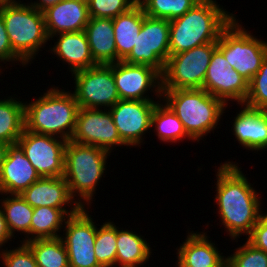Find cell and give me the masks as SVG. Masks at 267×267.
Wrapping results in <instances>:
<instances>
[{
	"instance_id": "obj_1",
	"label": "cell",
	"mask_w": 267,
	"mask_h": 267,
	"mask_svg": "<svg viewBox=\"0 0 267 267\" xmlns=\"http://www.w3.org/2000/svg\"><path fill=\"white\" fill-rule=\"evenodd\" d=\"M235 161L220 163L216 172L217 216L231 240L251 233L260 217L262 199Z\"/></svg>"
},
{
	"instance_id": "obj_2",
	"label": "cell",
	"mask_w": 267,
	"mask_h": 267,
	"mask_svg": "<svg viewBox=\"0 0 267 267\" xmlns=\"http://www.w3.org/2000/svg\"><path fill=\"white\" fill-rule=\"evenodd\" d=\"M219 5L216 0H200L184 15L170 21V55L218 42L221 32L236 17Z\"/></svg>"
},
{
	"instance_id": "obj_3",
	"label": "cell",
	"mask_w": 267,
	"mask_h": 267,
	"mask_svg": "<svg viewBox=\"0 0 267 267\" xmlns=\"http://www.w3.org/2000/svg\"><path fill=\"white\" fill-rule=\"evenodd\" d=\"M78 109L71 90L52 86L36 100L24 102L25 130L70 141Z\"/></svg>"
},
{
	"instance_id": "obj_4",
	"label": "cell",
	"mask_w": 267,
	"mask_h": 267,
	"mask_svg": "<svg viewBox=\"0 0 267 267\" xmlns=\"http://www.w3.org/2000/svg\"><path fill=\"white\" fill-rule=\"evenodd\" d=\"M162 100L182 122L186 133L196 142L214 132L226 105L204 89L162 90Z\"/></svg>"
},
{
	"instance_id": "obj_5",
	"label": "cell",
	"mask_w": 267,
	"mask_h": 267,
	"mask_svg": "<svg viewBox=\"0 0 267 267\" xmlns=\"http://www.w3.org/2000/svg\"><path fill=\"white\" fill-rule=\"evenodd\" d=\"M110 155V152L96 146L67 141L63 177L71 196L81 207H90L93 203Z\"/></svg>"
},
{
	"instance_id": "obj_6",
	"label": "cell",
	"mask_w": 267,
	"mask_h": 267,
	"mask_svg": "<svg viewBox=\"0 0 267 267\" xmlns=\"http://www.w3.org/2000/svg\"><path fill=\"white\" fill-rule=\"evenodd\" d=\"M0 14L2 15L5 29L12 50L28 65L31 64L46 47V42L50 41L44 15L27 1L0 5Z\"/></svg>"
},
{
	"instance_id": "obj_7",
	"label": "cell",
	"mask_w": 267,
	"mask_h": 267,
	"mask_svg": "<svg viewBox=\"0 0 267 267\" xmlns=\"http://www.w3.org/2000/svg\"><path fill=\"white\" fill-rule=\"evenodd\" d=\"M239 21L235 17L221 32L217 49L224 55L229 67L249 82L267 55V42L251 34Z\"/></svg>"
},
{
	"instance_id": "obj_8",
	"label": "cell",
	"mask_w": 267,
	"mask_h": 267,
	"mask_svg": "<svg viewBox=\"0 0 267 267\" xmlns=\"http://www.w3.org/2000/svg\"><path fill=\"white\" fill-rule=\"evenodd\" d=\"M218 42L206 43L170 55L162 76V90L202 89L212 53Z\"/></svg>"
},
{
	"instance_id": "obj_9",
	"label": "cell",
	"mask_w": 267,
	"mask_h": 267,
	"mask_svg": "<svg viewBox=\"0 0 267 267\" xmlns=\"http://www.w3.org/2000/svg\"><path fill=\"white\" fill-rule=\"evenodd\" d=\"M74 91L79 108L109 109L119 100L112 64H97L73 73Z\"/></svg>"
},
{
	"instance_id": "obj_10",
	"label": "cell",
	"mask_w": 267,
	"mask_h": 267,
	"mask_svg": "<svg viewBox=\"0 0 267 267\" xmlns=\"http://www.w3.org/2000/svg\"><path fill=\"white\" fill-rule=\"evenodd\" d=\"M169 30V20L145 15L136 44L123 61L129 64L147 65L162 74L170 56Z\"/></svg>"
},
{
	"instance_id": "obj_11",
	"label": "cell",
	"mask_w": 267,
	"mask_h": 267,
	"mask_svg": "<svg viewBox=\"0 0 267 267\" xmlns=\"http://www.w3.org/2000/svg\"><path fill=\"white\" fill-rule=\"evenodd\" d=\"M88 209L82 207L69 216L62 229L60 238L67 249L70 267H102L94 251L97 224Z\"/></svg>"
},
{
	"instance_id": "obj_12",
	"label": "cell",
	"mask_w": 267,
	"mask_h": 267,
	"mask_svg": "<svg viewBox=\"0 0 267 267\" xmlns=\"http://www.w3.org/2000/svg\"><path fill=\"white\" fill-rule=\"evenodd\" d=\"M17 144L24 151L40 177H63L65 147L62 138L23 131Z\"/></svg>"
},
{
	"instance_id": "obj_13",
	"label": "cell",
	"mask_w": 267,
	"mask_h": 267,
	"mask_svg": "<svg viewBox=\"0 0 267 267\" xmlns=\"http://www.w3.org/2000/svg\"><path fill=\"white\" fill-rule=\"evenodd\" d=\"M70 141L96 146L110 153L121 145L128 146L120 138L109 109L79 108Z\"/></svg>"
},
{
	"instance_id": "obj_14",
	"label": "cell",
	"mask_w": 267,
	"mask_h": 267,
	"mask_svg": "<svg viewBox=\"0 0 267 267\" xmlns=\"http://www.w3.org/2000/svg\"><path fill=\"white\" fill-rule=\"evenodd\" d=\"M112 73L120 100L154 101L147 95L151 92L162 100V76L153 67L119 61L112 64Z\"/></svg>"
},
{
	"instance_id": "obj_15",
	"label": "cell",
	"mask_w": 267,
	"mask_h": 267,
	"mask_svg": "<svg viewBox=\"0 0 267 267\" xmlns=\"http://www.w3.org/2000/svg\"><path fill=\"white\" fill-rule=\"evenodd\" d=\"M156 101L119 100L109 108L120 138L128 147H139L145 133L151 132V117Z\"/></svg>"
},
{
	"instance_id": "obj_16",
	"label": "cell",
	"mask_w": 267,
	"mask_h": 267,
	"mask_svg": "<svg viewBox=\"0 0 267 267\" xmlns=\"http://www.w3.org/2000/svg\"><path fill=\"white\" fill-rule=\"evenodd\" d=\"M202 89L221 99L226 105L230 104L229 101L244 104L248 94V81L229 67L224 55L216 48L212 53Z\"/></svg>"
},
{
	"instance_id": "obj_17",
	"label": "cell",
	"mask_w": 267,
	"mask_h": 267,
	"mask_svg": "<svg viewBox=\"0 0 267 267\" xmlns=\"http://www.w3.org/2000/svg\"><path fill=\"white\" fill-rule=\"evenodd\" d=\"M39 178L21 147L10 145L0 171V194H21Z\"/></svg>"
},
{
	"instance_id": "obj_18",
	"label": "cell",
	"mask_w": 267,
	"mask_h": 267,
	"mask_svg": "<svg viewBox=\"0 0 267 267\" xmlns=\"http://www.w3.org/2000/svg\"><path fill=\"white\" fill-rule=\"evenodd\" d=\"M42 12L49 38L61 33L83 31L90 18L87 0H61Z\"/></svg>"
},
{
	"instance_id": "obj_19",
	"label": "cell",
	"mask_w": 267,
	"mask_h": 267,
	"mask_svg": "<svg viewBox=\"0 0 267 267\" xmlns=\"http://www.w3.org/2000/svg\"><path fill=\"white\" fill-rule=\"evenodd\" d=\"M241 110L233 118L231 127L235 141L249 151L267 149V110L250 108L239 104Z\"/></svg>"
},
{
	"instance_id": "obj_20",
	"label": "cell",
	"mask_w": 267,
	"mask_h": 267,
	"mask_svg": "<svg viewBox=\"0 0 267 267\" xmlns=\"http://www.w3.org/2000/svg\"><path fill=\"white\" fill-rule=\"evenodd\" d=\"M20 195L33 208L42 206L58 209L82 208L71 196L64 177H40Z\"/></svg>"
},
{
	"instance_id": "obj_21",
	"label": "cell",
	"mask_w": 267,
	"mask_h": 267,
	"mask_svg": "<svg viewBox=\"0 0 267 267\" xmlns=\"http://www.w3.org/2000/svg\"><path fill=\"white\" fill-rule=\"evenodd\" d=\"M185 241L176 248V265L194 267H226L227 257L220 253L217 245L209 240L207 232H194L188 230Z\"/></svg>"
},
{
	"instance_id": "obj_22",
	"label": "cell",
	"mask_w": 267,
	"mask_h": 267,
	"mask_svg": "<svg viewBox=\"0 0 267 267\" xmlns=\"http://www.w3.org/2000/svg\"><path fill=\"white\" fill-rule=\"evenodd\" d=\"M49 40H55V42L51 48H48L50 49L48 52L59 57L63 64L67 63L71 74L97 65L91 55L84 30L53 35Z\"/></svg>"
},
{
	"instance_id": "obj_23",
	"label": "cell",
	"mask_w": 267,
	"mask_h": 267,
	"mask_svg": "<svg viewBox=\"0 0 267 267\" xmlns=\"http://www.w3.org/2000/svg\"><path fill=\"white\" fill-rule=\"evenodd\" d=\"M84 32L96 64L109 65L117 62L112 18L90 17Z\"/></svg>"
},
{
	"instance_id": "obj_24",
	"label": "cell",
	"mask_w": 267,
	"mask_h": 267,
	"mask_svg": "<svg viewBox=\"0 0 267 267\" xmlns=\"http://www.w3.org/2000/svg\"><path fill=\"white\" fill-rule=\"evenodd\" d=\"M145 16L142 6L137 3L127 12L113 18L114 40L117 49V62L123 61L136 44L137 36Z\"/></svg>"
},
{
	"instance_id": "obj_25",
	"label": "cell",
	"mask_w": 267,
	"mask_h": 267,
	"mask_svg": "<svg viewBox=\"0 0 267 267\" xmlns=\"http://www.w3.org/2000/svg\"><path fill=\"white\" fill-rule=\"evenodd\" d=\"M143 237L136 231L117 226L116 267H141L149 261L152 248Z\"/></svg>"
},
{
	"instance_id": "obj_26",
	"label": "cell",
	"mask_w": 267,
	"mask_h": 267,
	"mask_svg": "<svg viewBox=\"0 0 267 267\" xmlns=\"http://www.w3.org/2000/svg\"><path fill=\"white\" fill-rule=\"evenodd\" d=\"M80 209H58L35 207L30 224V241L34 239L58 238L66 219Z\"/></svg>"
},
{
	"instance_id": "obj_27",
	"label": "cell",
	"mask_w": 267,
	"mask_h": 267,
	"mask_svg": "<svg viewBox=\"0 0 267 267\" xmlns=\"http://www.w3.org/2000/svg\"><path fill=\"white\" fill-rule=\"evenodd\" d=\"M0 206L6 219L8 229L15 239V231L21 232L25 237L20 240L21 243L30 241V224L33 215V207L27 203L20 194H0ZM5 195L7 198H5Z\"/></svg>"
},
{
	"instance_id": "obj_28",
	"label": "cell",
	"mask_w": 267,
	"mask_h": 267,
	"mask_svg": "<svg viewBox=\"0 0 267 267\" xmlns=\"http://www.w3.org/2000/svg\"><path fill=\"white\" fill-rule=\"evenodd\" d=\"M156 132L158 139L166 143L177 144L188 139L194 141L187 133L179 118L169 108V106L160 100L156 103L151 117V128Z\"/></svg>"
},
{
	"instance_id": "obj_29",
	"label": "cell",
	"mask_w": 267,
	"mask_h": 267,
	"mask_svg": "<svg viewBox=\"0 0 267 267\" xmlns=\"http://www.w3.org/2000/svg\"><path fill=\"white\" fill-rule=\"evenodd\" d=\"M18 100V101H17ZM25 129L24 102L9 96L0 99V141L17 144Z\"/></svg>"
},
{
	"instance_id": "obj_30",
	"label": "cell",
	"mask_w": 267,
	"mask_h": 267,
	"mask_svg": "<svg viewBox=\"0 0 267 267\" xmlns=\"http://www.w3.org/2000/svg\"><path fill=\"white\" fill-rule=\"evenodd\" d=\"M25 244L31 249L38 267H70L67 249L60 237L34 239Z\"/></svg>"
},
{
	"instance_id": "obj_31",
	"label": "cell",
	"mask_w": 267,
	"mask_h": 267,
	"mask_svg": "<svg viewBox=\"0 0 267 267\" xmlns=\"http://www.w3.org/2000/svg\"><path fill=\"white\" fill-rule=\"evenodd\" d=\"M98 226H100L98 228ZM117 226L111 220L105 221L103 225L97 224L95 238V256L102 267H116L117 252Z\"/></svg>"
},
{
	"instance_id": "obj_32",
	"label": "cell",
	"mask_w": 267,
	"mask_h": 267,
	"mask_svg": "<svg viewBox=\"0 0 267 267\" xmlns=\"http://www.w3.org/2000/svg\"><path fill=\"white\" fill-rule=\"evenodd\" d=\"M200 0H139L145 15L169 21L184 15Z\"/></svg>"
},
{
	"instance_id": "obj_33",
	"label": "cell",
	"mask_w": 267,
	"mask_h": 267,
	"mask_svg": "<svg viewBox=\"0 0 267 267\" xmlns=\"http://www.w3.org/2000/svg\"><path fill=\"white\" fill-rule=\"evenodd\" d=\"M244 105L267 110V55L264 57L259 71L248 82V94Z\"/></svg>"
},
{
	"instance_id": "obj_34",
	"label": "cell",
	"mask_w": 267,
	"mask_h": 267,
	"mask_svg": "<svg viewBox=\"0 0 267 267\" xmlns=\"http://www.w3.org/2000/svg\"><path fill=\"white\" fill-rule=\"evenodd\" d=\"M226 267H267V253L245 241L227 256Z\"/></svg>"
},
{
	"instance_id": "obj_35",
	"label": "cell",
	"mask_w": 267,
	"mask_h": 267,
	"mask_svg": "<svg viewBox=\"0 0 267 267\" xmlns=\"http://www.w3.org/2000/svg\"><path fill=\"white\" fill-rule=\"evenodd\" d=\"M137 3V0H87L90 17L112 19L127 12Z\"/></svg>"
},
{
	"instance_id": "obj_36",
	"label": "cell",
	"mask_w": 267,
	"mask_h": 267,
	"mask_svg": "<svg viewBox=\"0 0 267 267\" xmlns=\"http://www.w3.org/2000/svg\"><path fill=\"white\" fill-rule=\"evenodd\" d=\"M0 261L4 267H38L31 249L21 242L18 247L1 250Z\"/></svg>"
},
{
	"instance_id": "obj_37",
	"label": "cell",
	"mask_w": 267,
	"mask_h": 267,
	"mask_svg": "<svg viewBox=\"0 0 267 267\" xmlns=\"http://www.w3.org/2000/svg\"><path fill=\"white\" fill-rule=\"evenodd\" d=\"M14 61V62H13ZM21 63L20 66H28L13 50L10 45L8 34L5 29V24L0 14V65L2 66L1 62L6 64L7 62H11L15 65V63ZM0 66V72L2 73L3 66Z\"/></svg>"
},
{
	"instance_id": "obj_38",
	"label": "cell",
	"mask_w": 267,
	"mask_h": 267,
	"mask_svg": "<svg viewBox=\"0 0 267 267\" xmlns=\"http://www.w3.org/2000/svg\"><path fill=\"white\" fill-rule=\"evenodd\" d=\"M246 241L256 249L267 253V226L259 219Z\"/></svg>"
},
{
	"instance_id": "obj_39",
	"label": "cell",
	"mask_w": 267,
	"mask_h": 267,
	"mask_svg": "<svg viewBox=\"0 0 267 267\" xmlns=\"http://www.w3.org/2000/svg\"><path fill=\"white\" fill-rule=\"evenodd\" d=\"M12 238L13 237L8 229L6 219L0 206V251L6 248L5 244L9 243V241H13Z\"/></svg>"
},
{
	"instance_id": "obj_40",
	"label": "cell",
	"mask_w": 267,
	"mask_h": 267,
	"mask_svg": "<svg viewBox=\"0 0 267 267\" xmlns=\"http://www.w3.org/2000/svg\"><path fill=\"white\" fill-rule=\"evenodd\" d=\"M30 0L29 4L38 9L39 11L45 10L47 7L52 6L60 2L61 0Z\"/></svg>"
},
{
	"instance_id": "obj_41",
	"label": "cell",
	"mask_w": 267,
	"mask_h": 267,
	"mask_svg": "<svg viewBox=\"0 0 267 267\" xmlns=\"http://www.w3.org/2000/svg\"><path fill=\"white\" fill-rule=\"evenodd\" d=\"M9 146V144L0 141V171L2 164L4 163Z\"/></svg>"
},
{
	"instance_id": "obj_42",
	"label": "cell",
	"mask_w": 267,
	"mask_h": 267,
	"mask_svg": "<svg viewBox=\"0 0 267 267\" xmlns=\"http://www.w3.org/2000/svg\"><path fill=\"white\" fill-rule=\"evenodd\" d=\"M263 207L260 208V217L259 219L267 226V212L263 213Z\"/></svg>"
},
{
	"instance_id": "obj_43",
	"label": "cell",
	"mask_w": 267,
	"mask_h": 267,
	"mask_svg": "<svg viewBox=\"0 0 267 267\" xmlns=\"http://www.w3.org/2000/svg\"><path fill=\"white\" fill-rule=\"evenodd\" d=\"M16 1H19V0H0V5H4V4L16 2Z\"/></svg>"
},
{
	"instance_id": "obj_44",
	"label": "cell",
	"mask_w": 267,
	"mask_h": 267,
	"mask_svg": "<svg viewBox=\"0 0 267 267\" xmlns=\"http://www.w3.org/2000/svg\"><path fill=\"white\" fill-rule=\"evenodd\" d=\"M175 267H194V266H187V265H175Z\"/></svg>"
}]
</instances>
